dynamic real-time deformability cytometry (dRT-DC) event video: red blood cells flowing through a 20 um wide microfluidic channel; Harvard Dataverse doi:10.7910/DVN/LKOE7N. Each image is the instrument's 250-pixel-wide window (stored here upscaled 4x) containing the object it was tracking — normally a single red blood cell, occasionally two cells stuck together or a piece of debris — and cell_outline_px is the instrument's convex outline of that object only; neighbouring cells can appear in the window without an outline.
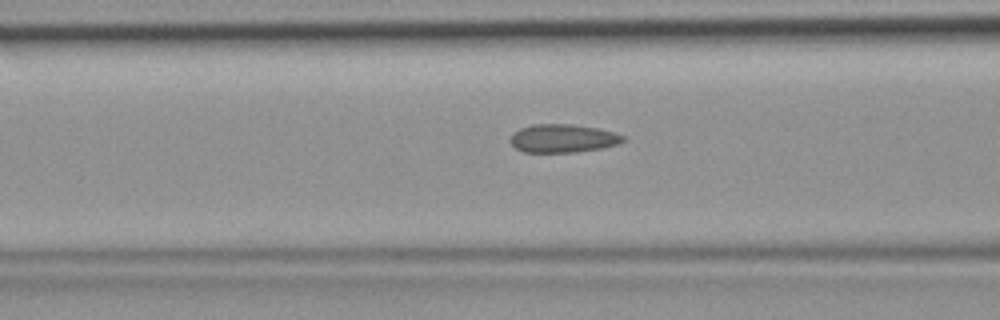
{"species": "common noctule bat (a hibernating species)", "species_latin": "Nyctalus noctula", "temperature_condition": "room temperature", "stored_images_in_passage": 41, "camera_frame_rate_fps": 3000, "um_per_image_px": 0.085, "animal": {"sex": "female", "body_mass_g": 19.9}, "frame": {"image": 1, "passage_image": 13, "time_ms": 4.0, "image_size_px": [1000, 320], "cell_outline_px": [[628, 140], [620, 144], [600, 148], [576, 152], [524, 152], [516, 148], [508, 140], [512, 132], [520, 128], [532, 124], [572, 124], [596, 128], [612, 132], [624, 136]], "centroid_in_image_um": [47.83, 11.76], "position_along_channel_um": 118.8, "area_um2": 18.73}}
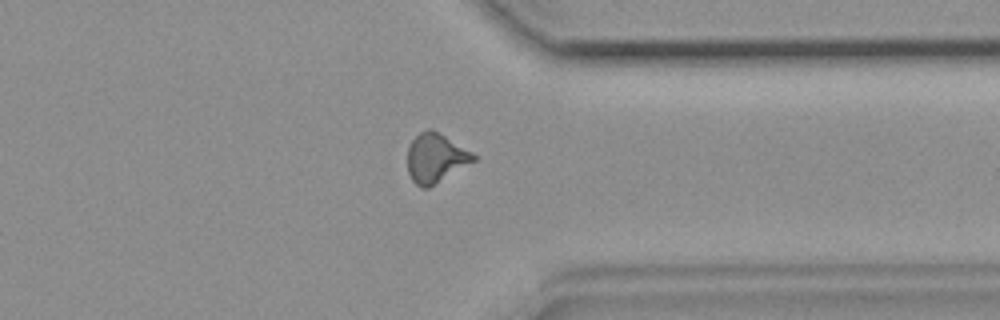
{"frame": {"image": 2, "passage_image": 31, "time_ms": 10.0, "image_size_px": [1000, 320], "cell_outline_px": [[476, 160], [428, 188], [420, 188], [412, 180], [408, 172], [408, 148], [412, 140], [420, 132], [428, 128], [432, 128], [472, 152], [476, 156]], "centroid_in_image_um": [37.02, 13.43], "position_along_channel_um": 374.4, "area_um2": 18.79}}
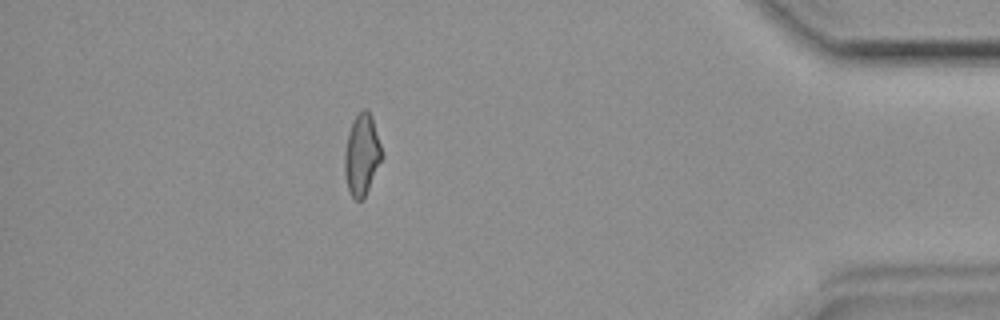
{"frame": {"image": 3, "passage_image": 36, "time_ms": 11.667, "image_size_px": [1000, 320], "cell_outline_px": [[384, 156], [364, 200], [356, 200], [352, 196], [348, 188], [344, 172], [344, 152], [348, 132], [356, 116], [364, 108], [368, 108], [372, 116]], "centroid_in_image_um": [30.77, 13.17], "position_along_channel_um": 404.4, "area_um2": 17.86}}